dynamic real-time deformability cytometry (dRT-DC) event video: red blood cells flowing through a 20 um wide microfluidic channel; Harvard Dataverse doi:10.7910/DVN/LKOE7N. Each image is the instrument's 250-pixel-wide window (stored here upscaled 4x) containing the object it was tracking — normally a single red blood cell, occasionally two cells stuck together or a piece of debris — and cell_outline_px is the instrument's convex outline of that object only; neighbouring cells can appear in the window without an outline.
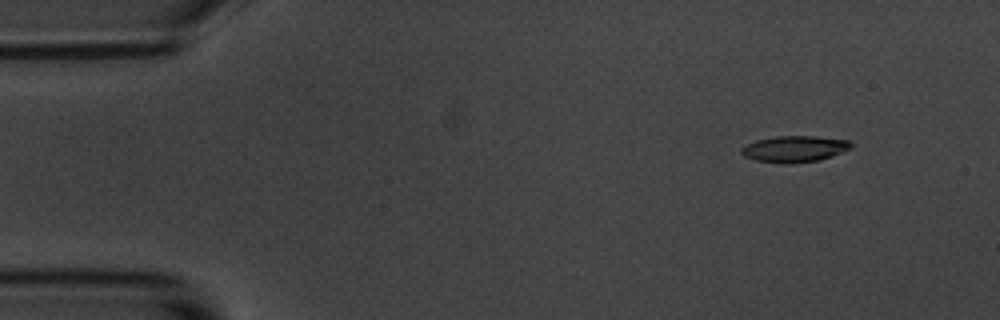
{"species": "common noctule bat (a hibernating species)", "species_latin": "Nyctalus noctula", "temperature_condition": "room temperature", "stored_images_in_passage": 5, "camera_frame_rate_fps": 3000, "um_per_image_px": 0.085, "animal": {"sex": "male", "body_mass_g": 20.1, "forearm_length_mm": 53.5}, "frame": {"image": 1, "passage_image": 2, "time_ms": 0.333, "image_size_px": [1000, 320], "cell_outline_px": [[852, 148], [832, 156], [820, 160], [784, 164], [756, 160], [744, 156], [740, 152], [740, 148], [744, 144], [756, 140], [776, 136], [816, 136], [848, 140], [852, 144]], "centroid_in_image_um": [67.51, 12.65], "position_along_channel_um": 17.5, "area_um2": 16.94}}
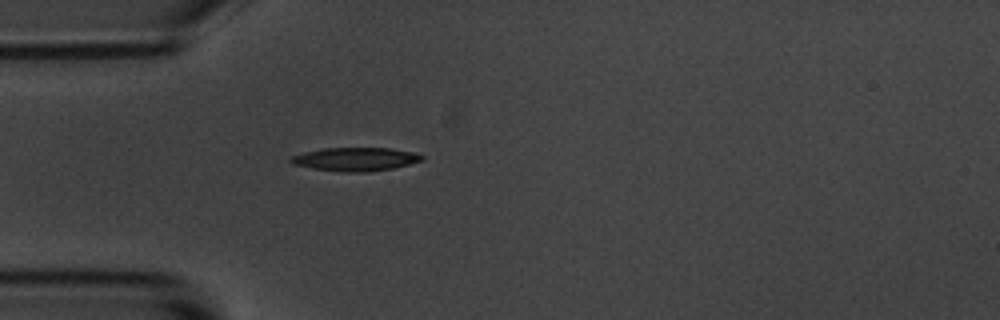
{"frame": {"image": 2, "passage_image": 5, "time_ms": 1.333, "image_size_px": [1000, 320], "cell_outline_px": [[424, 160], [392, 168], [368, 172], [340, 172], [312, 168], [292, 164], [288, 160], [288, 156], [304, 152], [324, 148], [392, 148], [412, 152], [424, 156]], "centroid_in_image_um": [30.16, 13.53], "position_along_channel_um": 54.8, "area_um2": 18.03}}